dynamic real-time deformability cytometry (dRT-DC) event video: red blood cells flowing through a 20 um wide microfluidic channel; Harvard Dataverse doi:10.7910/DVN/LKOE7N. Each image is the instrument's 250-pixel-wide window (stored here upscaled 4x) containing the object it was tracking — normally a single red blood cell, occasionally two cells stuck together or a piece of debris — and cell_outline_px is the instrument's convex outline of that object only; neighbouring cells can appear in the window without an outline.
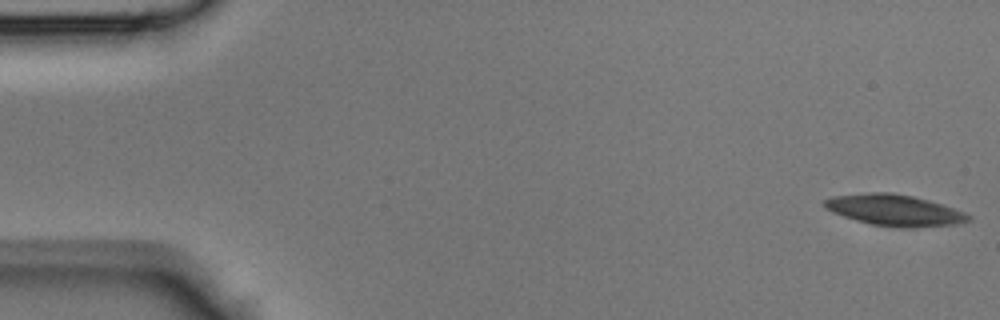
{"species": "Egyptian fruit bat (a non-hibernating species)", "species_latin": "Rousettus aegyptiacus", "temperature_condition": "room temperature", "stored_images_in_passage": 43, "camera_frame_rate_fps": 3000, "um_per_image_px": 0.085, "animal": {"sex": "male"}, "frame": {"image": 1, "passage_image": 1, "time_ms": 0.0, "image_size_px": [1000, 320], "cell_outline_px": [[972, 220], [956, 224], [912, 228], [900, 228], [872, 224], [856, 220], [832, 212], [824, 208], [824, 200], [832, 196], [868, 192], [892, 192], [912, 196], [928, 200], [964, 212], [972, 216]], "centroid_in_image_um": [76.03, 17.86], "position_along_channel_um": 9.0, "area_um2": 26.18}}
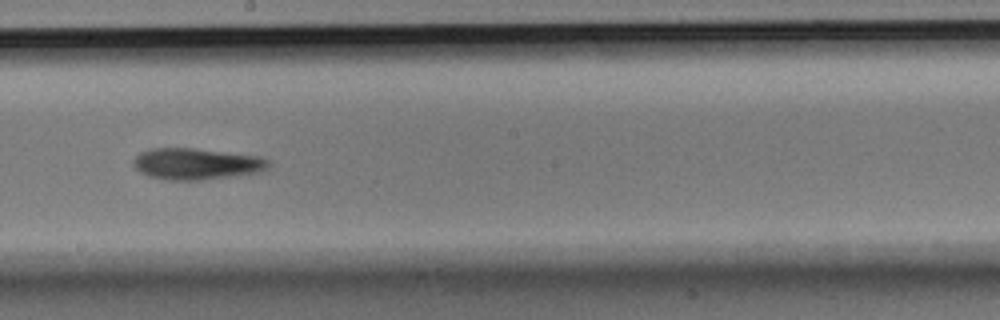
{"frame": {"image": 2, "passage_image": 24, "time_ms": 7.667, "image_size_px": [1000, 320], "cell_outline_px": [[272, 164], [268, 168], [260, 172], [204, 180], [160, 180], [148, 176], [140, 172], [132, 164], [132, 160], [140, 152], [152, 148], [192, 148], [260, 156], [268, 160]], "centroid_in_image_um": [16.68, 13.94], "position_along_channel_um": 231.5, "area_um2": 24.97}}
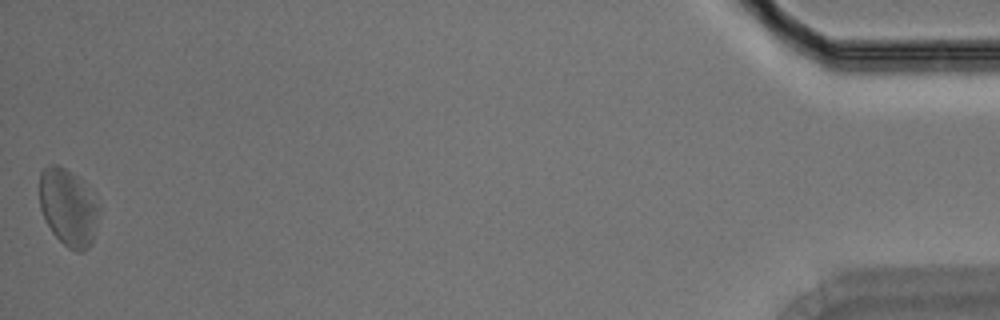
{"frame": {"image": 3, "passage_image": 43, "time_ms": 14.0, "image_size_px": [1000, 320], "cell_outline_px": [[100, 212], [92, 240], [88, 248], [84, 252], [76, 252], [68, 248], [52, 232], [40, 208], [40, 172], [48, 164], [56, 164], [64, 168], [76, 176], [80, 180], [100, 204]], "centroid_in_image_um": [5.81, 17.64], "position_along_channel_um": 429.4, "area_um2": 26.59}}